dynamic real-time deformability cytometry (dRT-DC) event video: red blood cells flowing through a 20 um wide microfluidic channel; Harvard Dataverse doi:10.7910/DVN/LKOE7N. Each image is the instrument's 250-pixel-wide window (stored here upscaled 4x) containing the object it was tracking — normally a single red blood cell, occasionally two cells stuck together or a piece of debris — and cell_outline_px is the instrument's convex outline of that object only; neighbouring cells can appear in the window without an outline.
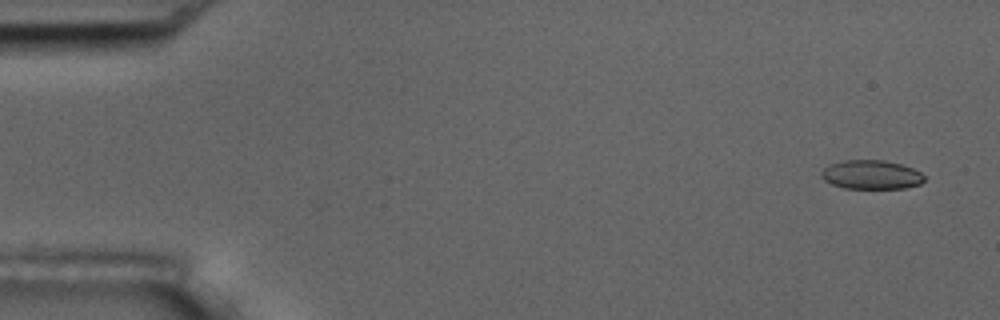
{"species": "common noctule bat (a hibernating species)", "species_latin": "Nyctalus noctula", "temperature_condition": "room temperature", "stored_images_in_passage": 13, "camera_frame_rate_fps": 3000, "um_per_image_px": 0.085, "animal": {"sex": "male", "body_mass_g": 17.5, "forearm_length_mm": 52.3}, "frame": {"image": 1, "passage_image": 1, "time_ms": 0.0, "image_size_px": [1000, 320], "cell_outline_px": [[924, 180], [920, 184], [904, 188], [844, 188], [832, 184], [824, 180], [820, 176], [820, 172], [828, 164], [844, 160], [884, 160], [900, 164], [912, 168], [920, 172], [924, 176]], "centroid_in_image_um": [74.02, 14.84], "position_along_channel_um": 11.0, "area_um2": 17.4}}
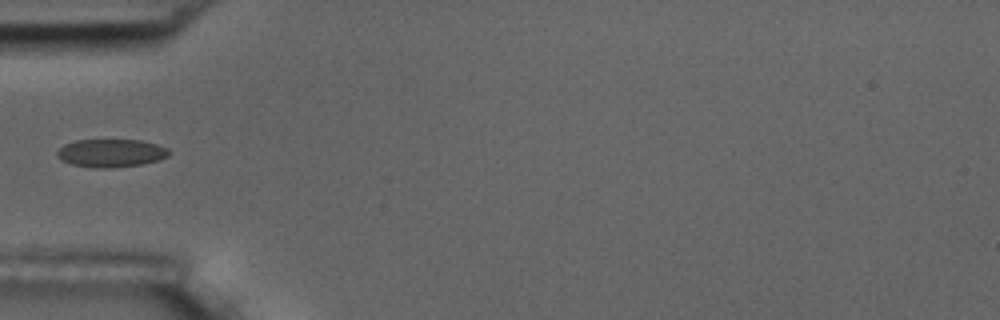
{"frame": {"image": 2, "passage_image": 5, "time_ms": 1.333, "image_size_px": [1000, 320], "cell_outline_px": [[168, 156], [156, 160], [140, 164], [112, 168], [96, 168], [72, 164], [60, 160], [56, 156], [56, 152], [64, 144], [76, 140], [140, 140], [156, 144], [168, 148]], "centroid_in_image_um": [9.38, 13.01], "position_along_channel_um": 75.6, "area_um2": 18.15}}
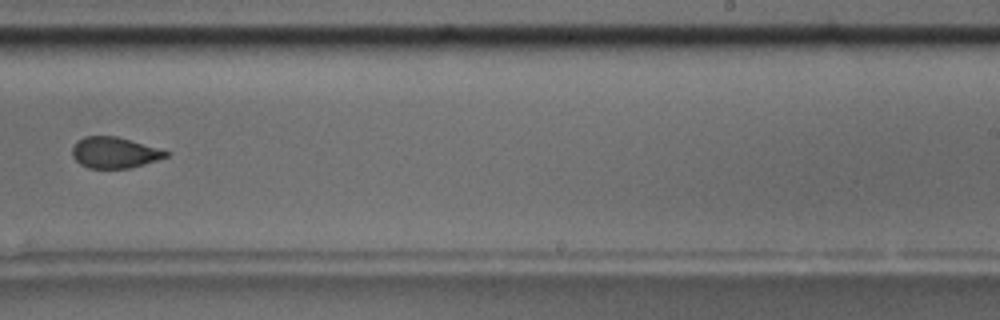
{"frame": {"image": 3, "passage_image": 10, "time_ms": 3.0, "image_size_px": [1000, 320], "cell_outline_px": [[172, 152], [168, 156], [144, 164], [128, 168], [88, 168], [80, 164], [72, 156], [72, 148], [76, 140], [84, 136], [116, 136]], "centroid_in_image_um": [9.71, 12.96], "position_along_channel_um": 279.3, "area_um2": 16.94}}